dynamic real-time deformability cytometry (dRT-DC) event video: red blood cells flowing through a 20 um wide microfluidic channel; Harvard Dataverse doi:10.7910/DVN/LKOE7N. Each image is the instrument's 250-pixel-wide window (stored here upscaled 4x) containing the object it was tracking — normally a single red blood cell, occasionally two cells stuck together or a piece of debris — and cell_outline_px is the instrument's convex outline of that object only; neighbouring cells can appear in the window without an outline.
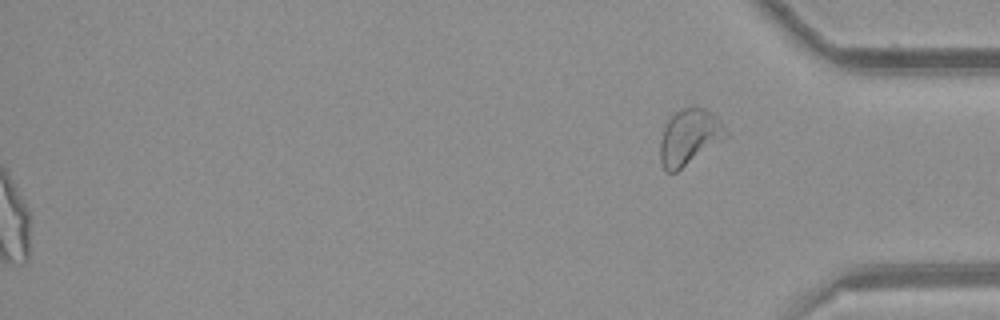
{"species": "common noctule bat (a hibernating species)", "species_latin": "Nyctalus noctula", "temperature_condition": "room temperature", "stored_images_in_passage": 54, "segment_of_instrument_passage": [2, 2], "camera_frame_rate_fps": 3000, "um_per_image_px": 0.085, "animal": {"sex": "female", "body_mass_g": 21.9}, "frame": {"image": 1, "passage_image": 54, "time_ms": 17.667, "image_size_px": [1000, 320], "cell_outline_px": [[728, 136], [676, 172], [668, 172], [664, 168], [660, 160], [660, 140], [664, 128], [668, 120], [676, 112], [684, 108], [704, 108], [712, 112], [720, 120], [728, 132]], "centroid_in_image_um": [58.59, 11.65], "position_along_channel_um": 376.6, "area_um2": 20.98}}